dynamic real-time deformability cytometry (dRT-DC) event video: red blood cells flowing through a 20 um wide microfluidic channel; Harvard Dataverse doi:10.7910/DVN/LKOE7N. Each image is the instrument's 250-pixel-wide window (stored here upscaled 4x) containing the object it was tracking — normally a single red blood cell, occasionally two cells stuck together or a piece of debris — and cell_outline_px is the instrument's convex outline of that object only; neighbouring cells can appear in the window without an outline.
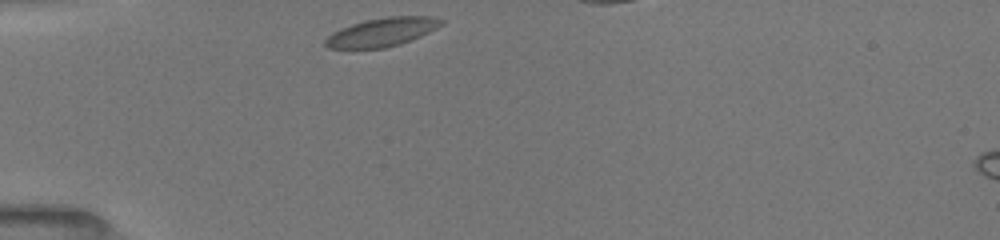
{"species": "common noctule bat (a hibernating species)", "species_latin": "Nyctalus noctula", "temperature_condition": "room temperature", "stored_images_in_passage": 32, "camera_frame_rate_fps": 3000, "um_per_image_px": 0.085, "animal": {"sex": "female", "body_mass_g": 19.5, "forearm_length_mm": 54.1}, "frame": {"image": 1, "passage_image": 1, "time_ms": 0.0, "image_size_px": [1000, 240], "cell_outline_px": [[448, 20], [444, 24], [420, 36], [400, 44], [384, 48], [328, 48], [324, 44], [324, 40], [332, 32], [340, 28], [352, 24], [368, 20], [388, 16], [432, 16]], "centroid_in_image_um": [32.51, 2.72], "position_along_channel_um": 52.5, "area_um2": 19.31}}
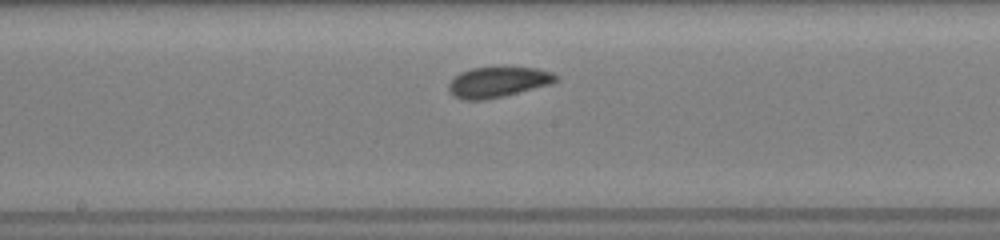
{"frame": {"image": 2, "passage_image": 14, "time_ms": 4.333, "image_size_px": [1000, 240], "cell_outline_px": [[560, 80], [552, 84], [504, 96], [484, 100], [464, 100], [452, 96], [448, 92], [448, 84], [460, 72], [472, 68], [536, 68], [552, 72], [560, 76]], "centroid_in_image_um": [42.35, 6.99], "position_along_channel_um": 205.9, "area_um2": 19.13}}
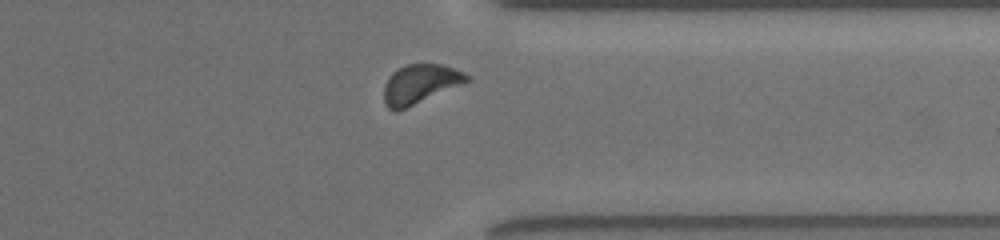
{"frame": {"image": 3, "passage_image": 27, "time_ms": 8.667, "image_size_px": [1000, 240], "cell_outline_px": [[472, 80], [396, 112], [388, 108], [384, 100], [384, 84], [392, 72], [408, 64], [444, 64], [464, 72], [472, 76]], "centroid_in_image_um": [35.74, 7.13], "position_along_channel_um": 375.7, "area_um2": 18.96}}